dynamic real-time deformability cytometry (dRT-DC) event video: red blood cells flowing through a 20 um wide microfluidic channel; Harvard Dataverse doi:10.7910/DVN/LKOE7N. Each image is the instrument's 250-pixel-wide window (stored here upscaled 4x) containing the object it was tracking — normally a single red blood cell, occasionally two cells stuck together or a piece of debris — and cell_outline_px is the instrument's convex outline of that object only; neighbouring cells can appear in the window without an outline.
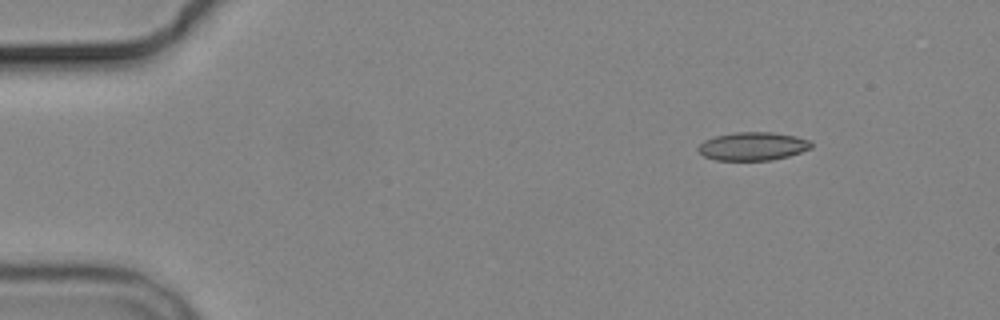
{"species": "common noctule bat (a hibernating species)", "species_latin": "Nyctalus noctula", "temperature_condition": "cold", "stored_images_in_passage": 3, "camera_frame_rate_fps": 3000, "um_per_image_px": 0.085, "animal": {"sex": "male", "body_mass_g": 19.2, "forearm_length_mm": 51.8}, "frame": {"image": 1, "passage_image": 1, "time_ms": 0.0, "image_size_px": [1000, 320], "cell_outline_px": [[812, 148], [788, 156], [772, 160], [716, 160], [704, 156], [696, 148], [704, 140], [716, 136], [736, 132], [772, 132], [796, 136], [808, 140], [812, 144]], "centroid_in_image_um": [63.98, 12.43], "position_along_channel_um": 21.0, "area_um2": 18.55}}